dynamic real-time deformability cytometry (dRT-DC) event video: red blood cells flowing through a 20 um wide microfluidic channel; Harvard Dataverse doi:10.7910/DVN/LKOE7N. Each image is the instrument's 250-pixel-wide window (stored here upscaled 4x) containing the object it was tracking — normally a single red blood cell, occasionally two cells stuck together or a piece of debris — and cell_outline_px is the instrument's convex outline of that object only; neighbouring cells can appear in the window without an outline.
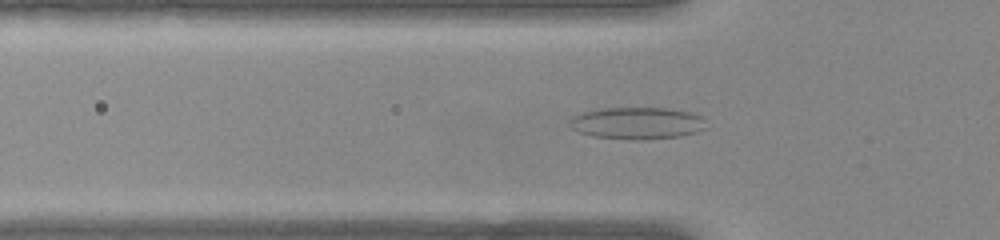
{"species": "common noctule bat (a hibernating species)", "species_latin": "Nyctalus noctula", "temperature_condition": "warm", "stored_images_in_passage": 51, "camera_frame_rate_fps": 3000, "um_per_image_px": 0.085, "animal": {"sex": "female", "body_mass_g": 22.0, "forearm_length_mm": 56.7}, "frame": {"image": 1, "passage_image": 16, "time_ms": 5.0, "image_size_px": [1000, 240], "cell_outline_px": [[704, 128], [696, 132], [680, 136], [644, 140], [632, 140], [592, 136], [580, 132], [572, 128], [568, 124], [568, 120], [572, 116], [584, 112], [600, 108], [668, 108], [688, 112], [700, 116]], "centroid_in_image_um": [54.08, 10.47], "position_along_channel_um": 71.7, "area_um2": 25.32}}
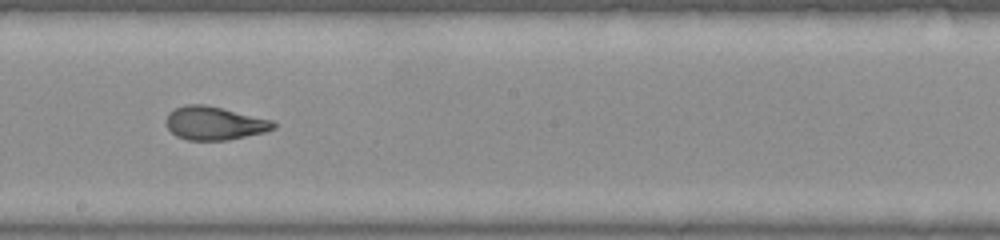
{"frame": {"image": 2, "passage_image": 28, "time_ms": 9.0, "image_size_px": [1000, 240], "cell_outline_px": [[276, 128], [264, 132], [228, 140], [188, 140], [176, 136], [168, 128], [164, 120], [168, 112], [176, 108], [188, 104], [204, 104], [272, 120], [276, 124]], "centroid_in_image_um": [18.2, 10.47], "position_along_channel_um": 230.0, "area_um2": 20.81}}
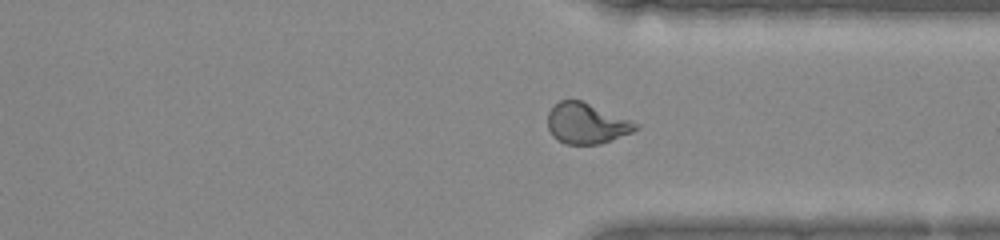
{"frame": {"image": 3, "passage_image": 38, "time_ms": 12.333, "image_size_px": [1000, 240], "cell_outline_px": [[640, 128], [632, 132], [600, 144], [564, 144], [556, 140], [552, 136], [548, 128], [548, 112], [560, 100], [580, 100], [632, 120], [640, 124]], "centroid_in_image_um": [49.86, 10.5], "position_along_channel_um": 361.5, "area_um2": 20.87}, "authors_computed_cell_mechanics": {"area_um2": 21.964, "velocity_mm_per_s": 3.9505, "shape_relaxation_time_tau1_ms": null, "shape_relaxation_time_tau2_ms": 1.3017, "deformation_change_tau1": null, "deformation_change_tau2": 0.0843}}